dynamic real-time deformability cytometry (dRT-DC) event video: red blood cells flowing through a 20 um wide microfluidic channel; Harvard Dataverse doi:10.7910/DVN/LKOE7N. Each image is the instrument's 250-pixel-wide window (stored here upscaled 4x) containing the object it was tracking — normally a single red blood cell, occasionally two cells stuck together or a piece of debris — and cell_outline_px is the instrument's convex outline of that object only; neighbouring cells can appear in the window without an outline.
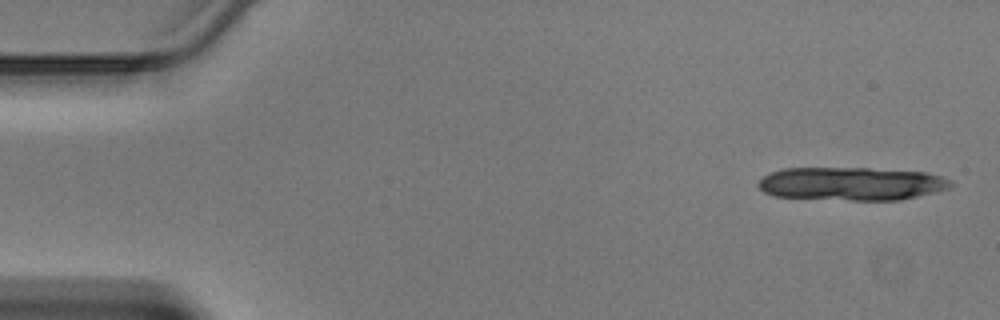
{"species": "Egyptian fruit bat (a non-hibernating species)", "species_latin": "Rousettus aegyptiacus", "temperature_condition": "warm", "stored_images_in_passage": 11, "camera_frame_rate_fps": 3000, "um_per_image_px": 0.085, "animal": {"sex": "male"}, "frame": {"image": 1, "passage_image": 1, "time_ms": 0.0, "image_size_px": [1000, 320], "cell_outline_px": [[956, 184], [952, 188], [936, 192], [900, 200], [852, 200], [772, 196], [764, 192], [756, 184], [764, 176], [772, 172], [784, 168], [868, 168], [924, 172], [940, 176], [952, 180]], "centroid_in_image_um": [72.42, 15.62], "position_along_channel_um": 12.6, "area_um2": 37.45}}